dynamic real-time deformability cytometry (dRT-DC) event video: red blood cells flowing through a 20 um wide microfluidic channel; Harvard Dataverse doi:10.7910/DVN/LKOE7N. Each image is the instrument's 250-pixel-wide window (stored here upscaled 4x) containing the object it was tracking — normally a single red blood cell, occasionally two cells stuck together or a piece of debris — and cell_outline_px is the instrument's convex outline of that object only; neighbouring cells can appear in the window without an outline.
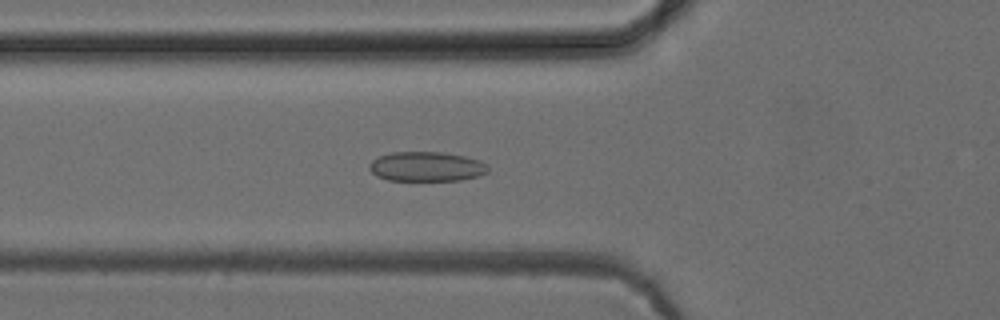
{"species": "common noctule bat (a hibernating species)", "species_latin": "Nyctalus noctula", "temperature_condition": "cold", "stored_images_in_passage": 44, "camera_frame_rate_fps": 3000, "um_per_image_px": 0.085, "animal": {"sex": "female", "body_mass_g": 24.6, "forearm_length_mm": 56.2}, "frame": {"image": 1, "passage_image": 11, "time_ms": 3.333, "image_size_px": [1000, 320], "cell_outline_px": [[488, 172], [476, 176], [460, 180], [388, 180], [376, 176], [368, 168], [368, 164], [372, 160], [380, 156], [392, 152], [440, 152], [464, 156], [480, 160], [488, 164]], "centroid_in_image_um": [36.24, 14.15], "position_along_channel_um": 89.6, "area_um2": 20.46}}
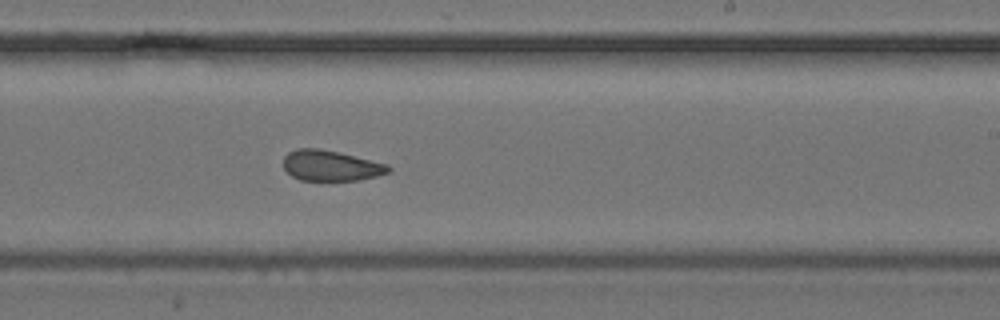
{"frame": {"image": 2, "passage_image": 24, "time_ms": 7.667, "image_size_px": [1000, 320], "cell_outline_px": [[392, 172], [360, 180], [300, 180], [292, 176], [284, 168], [284, 156], [288, 152], [296, 148], [320, 148], [340, 152], [388, 164], [392, 168]], "centroid_in_image_um": [28.15, 14.07], "position_along_channel_um": 260.9, "area_um2": 18.9}}
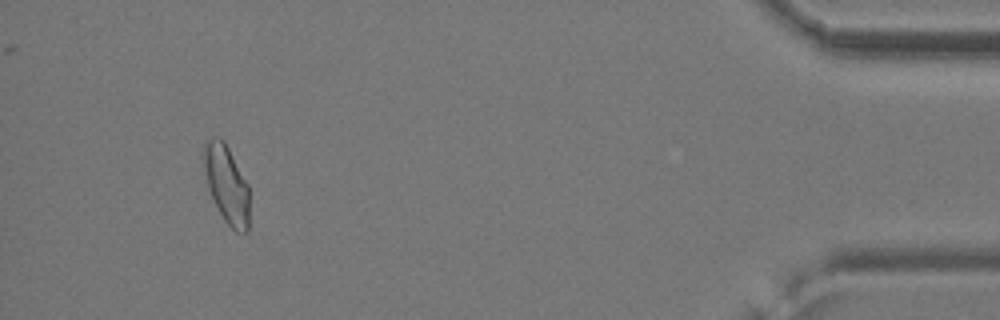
{"frame": {"image": 3, "passage_image": 41, "time_ms": 13.333, "image_size_px": [1000, 320], "cell_outline_px": [[248, 232], [236, 232], [224, 220], [208, 188], [200, 156], [204, 140], [212, 136], [220, 136], [224, 140], [248, 184]], "centroid_in_image_um": [19.2, 15.55], "position_along_channel_um": 416.0, "area_um2": 21.04}, "authors_computed_cell_mechanics": {"area_um2": 19.7676, "velocity_mm_per_s": 3.9375, "shape_relaxation_time_tau1_ms": null, "shape_relaxation_time_tau2_ms": 2.2818, "deformation_change_tau1": null, "deformation_change_tau2": 0.0928}}